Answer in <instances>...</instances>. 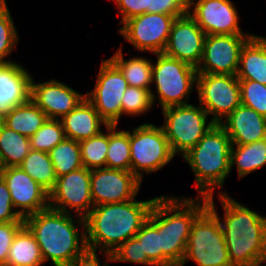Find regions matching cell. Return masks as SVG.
<instances>
[{
    "instance_id": "cell-1",
    "label": "cell",
    "mask_w": 266,
    "mask_h": 266,
    "mask_svg": "<svg viewBox=\"0 0 266 266\" xmlns=\"http://www.w3.org/2000/svg\"><path fill=\"white\" fill-rule=\"evenodd\" d=\"M218 199L224 209L222 217L216 211L214 196L207 197V207L220 220L231 265L251 266L266 261V217L221 190Z\"/></svg>"
},
{
    "instance_id": "cell-2",
    "label": "cell",
    "mask_w": 266,
    "mask_h": 266,
    "mask_svg": "<svg viewBox=\"0 0 266 266\" xmlns=\"http://www.w3.org/2000/svg\"><path fill=\"white\" fill-rule=\"evenodd\" d=\"M156 199L135 198L121 203L93 206L85 217L87 249L112 254L128 239L135 237L147 221Z\"/></svg>"
},
{
    "instance_id": "cell-3",
    "label": "cell",
    "mask_w": 266,
    "mask_h": 266,
    "mask_svg": "<svg viewBox=\"0 0 266 266\" xmlns=\"http://www.w3.org/2000/svg\"><path fill=\"white\" fill-rule=\"evenodd\" d=\"M73 217L48 207L24 218V225L40 247L44 263L51 261L54 266H68L87 249L85 218Z\"/></svg>"
},
{
    "instance_id": "cell-4",
    "label": "cell",
    "mask_w": 266,
    "mask_h": 266,
    "mask_svg": "<svg viewBox=\"0 0 266 266\" xmlns=\"http://www.w3.org/2000/svg\"><path fill=\"white\" fill-rule=\"evenodd\" d=\"M232 142L225 129L218 123L182 158L190 166L195 177L198 197L214 196L215 189L223 188L230 175Z\"/></svg>"
},
{
    "instance_id": "cell-5",
    "label": "cell",
    "mask_w": 266,
    "mask_h": 266,
    "mask_svg": "<svg viewBox=\"0 0 266 266\" xmlns=\"http://www.w3.org/2000/svg\"><path fill=\"white\" fill-rule=\"evenodd\" d=\"M207 208V197L159 196V241L162 254L180 266L194 220Z\"/></svg>"
},
{
    "instance_id": "cell-6",
    "label": "cell",
    "mask_w": 266,
    "mask_h": 266,
    "mask_svg": "<svg viewBox=\"0 0 266 266\" xmlns=\"http://www.w3.org/2000/svg\"><path fill=\"white\" fill-rule=\"evenodd\" d=\"M154 56L157 58L152 62V85L156 88L151 91L153 104L156 102L161 110L189 104L192 90L197 88V69L164 53Z\"/></svg>"
},
{
    "instance_id": "cell-7",
    "label": "cell",
    "mask_w": 266,
    "mask_h": 266,
    "mask_svg": "<svg viewBox=\"0 0 266 266\" xmlns=\"http://www.w3.org/2000/svg\"><path fill=\"white\" fill-rule=\"evenodd\" d=\"M189 260L197 266H232L220 220L208 207L191 226L186 253L180 266Z\"/></svg>"
},
{
    "instance_id": "cell-8",
    "label": "cell",
    "mask_w": 266,
    "mask_h": 266,
    "mask_svg": "<svg viewBox=\"0 0 266 266\" xmlns=\"http://www.w3.org/2000/svg\"><path fill=\"white\" fill-rule=\"evenodd\" d=\"M131 172L143 182L144 173H156L172 161L169 141L161 126L147 121L129 130Z\"/></svg>"
},
{
    "instance_id": "cell-9",
    "label": "cell",
    "mask_w": 266,
    "mask_h": 266,
    "mask_svg": "<svg viewBox=\"0 0 266 266\" xmlns=\"http://www.w3.org/2000/svg\"><path fill=\"white\" fill-rule=\"evenodd\" d=\"M164 124L161 127L175 155L186 154L216 124L199 104L171 106L162 109Z\"/></svg>"
},
{
    "instance_id": "cell-10",
    "label": "cell",
    "mask_w": 266,
    "mask_h": 266,
    "mask_svg": "<svg viewBox=\"0 0 266 266\" xmlns=\"http://www.w3.org/2000/svg\"><path fill=\"white\" fill-rule=\"evenodd\" d=\"M196 90L199 104L218 124L241 104L236 75L198 73Z\"/></svg>"
},
{
    "instance_id": "cell-11",
    "label": "cell",
    "mask_w": 266,
    "mask_h": 266,
    "mask_svg": "<svg viewBox=\"0 0 266 266\" xmlns=\"http://www.w3.org/2000/svg\"><path fill=\"white\" fill-rule=\"evenodd\" d=\"M94 89L85 93L100 117L108 125H119L122 117V96L128 82L120 69L108 58L101 61Z\"/></svg>"
},
{
    "instance_id": "cell-12",
    "label": "cell",
    "mask_w": 266,
    "mask_h": 266,
    "mask_svg": "<svg viewBox=\"0 0 266 266\" xmlns=\"http://www.w3.org/2000/svg\"><path fill=\"white\" fill-rule=\"evenodd\" d=\"M176 18L160 13H144L123 23L118 33L140 52L163 53Z\"/></svg>"
},
{
    "instance_id": "cell-13",
    "label": "cell",
    "mask_w": 266,
    "mask_h": 266,
    "mask_svg": "<svg viewBox=\"0 0 266 266\" xmlns=\"http://www.w3.org/2000/svg\"><path fill=\"white\" fill-rule=\"evenodd\" d=\"M90 169L81 167L57 178L49 192V207L85 218L93 207Z\"/></svg>"
},
{
    "instance_id": "cell-14",
    "label": "cell",
    "mask_w": 266,
    "mask_h": 266,
    "mask_svg": "<svg viewBox=\"0 0 266 266\" xmlns=\"http://www.w3.org/2000/svg\"><path fill=\"white\" fill-rule=\"evenodd\" d=\"M253 35H206L198 73L236 75L240 52Z\"/></svg>"
},
{
    "instance_id": "cell-15",
    "label": "cell",
    "mask_w": 266,
    "mask_h": 266,
    "mask_svg": "<svg viewBox=\"0 0 266 266\" xmlns=\"http://www.w3.org/2000/svg\"><path fill=\"white\" fill-rule=\"evenodd\" d=\"M188 13L206 35H254L240 28L232 0H189Z\"/></svg>"
},
{
    "instance_id": "cell-16",
    "label": "cell",
    "mask_w": 266,
    "mask_h": 266,
    "mask_svg": "<svg viewBox=\"0 0 266 266\" xmlns=\"http://www.w3.org/2000/svg\"><path fill=\"white\" fill-rule=\"evenodd\" d=\"M142 182L131 172L120 169L90 170L93 205L121 203L135 199Z\"/></svg>"
},
{
    "instance_id": "cell-17",
    "label": "cell",
    "mask_w": 266,
    "mask_h": 266,
    "mask_svg": "<svg viewBox=\"0 0 266 266\" xmlns=\"http://www.w3.org/2000/svg\"><path fill=\"white\" fill-rule=\"evenodd\" d=\"M205 37L204 31L187 13L173 21L163 53L197 69L202 57Z\"/></svg>"
},
{
    "instance_id": "cell-18",
    "label": "cell",
    "mask_w": 266,
    "mask_h": 266,
    "mask_svg": "<svg viewBox=\"0 0 266 266\" xmlns=\"http://www.w3.org/2000/svg\"><path fill=\"white\" fill-rule=\"evenodd\" d=\"M1 177L6 182L15 210L23 218L49 207V193L19 166L7 167Z\"/></svg>"
},
{
    "instance_id": "cell-19",
    "label": "cell",
    "mask_w": 266,
    "mask_h": 266,
    "mask_svg": "<svg viewBox=\"0 0 266 266\" xmlns=\"http://www.w3.org/2000/svg\"><path fill=\"white\" fill-rule=\"evenodd\" d=\"M85 94L57 79L35 83L31 79L30 99L42 109L48 119H61L72 111L83 99Z\"/></svg>"
},
{
    "instance_id": "cell-20",
    "label": "cell",
    "mask_w": 266,
    "mask_h": 266,
    "mask_svg": "<svg viewBox=\"0 0 266 266\" xmlns=\"http://www.w3.org/2000/svg\"><path fill=\"white\" fill-rule=\"evenodd\" d=\"M32 74L17 63H0V120L14 107L30 99Z\"/></svg>"
},
{
    "instance_id": "cell-21",
    "label": "cell",
    "mask_w": 266,
    "mask_h": 266,
    "mask_svg": "<svg viewBox=\"0 0 266 266\" xmlns=\"http://www.w3.org/2000/svg\"><path fill=\"white\" fill-rule=\"evenodd\" d=\"M230 137L232 145H245L266 138V117L240 104L219 123Z\"/></svg>"
},
{
    "instance_id": "cell-22",
    "label": "cell",
    "mask_w": 266,
    "mask_h": 266,
    "mask_svg": "<svg viewBox=\"0 0 266 266\" xmlns=\"http://www.w3.org/2000/svg\"><path fill=\"white\" fill-rule=\"evenodd\" d=\"M60 121L65 137L77 142L98 135L102 131V126H108L86 97Z\"/></svg>"
},
{
    "instance_id": "cell-23",
    "label": "cell",
    "mask_w": 266,
    "mask_h": 266,
    "mask_svg": "<svg viewBox=\"0 0 266 266\" xmlns=\"http://www.w3.org/2000/svg\"><path fill=\"white\" fill-rule=\"evenodd\" d=\"M238 80H253L266 85V37L253 35L242 47Z\"/></svg>"
},
{
    "instance_id": "cell-24",
    "label": "cell",
    "mask_w": 266,
    "mask_h": 266,
    "mask_svg": "<svg viewBox=\"0 0 266 266\" xmlns=\"http://www.w3.org/2000/svg\"><path fill=\"white\" fill-rule=\"evenodd\" d=\"M135 237L141 242L142 265L174 266L163 254L159 241V196L154 202L147 221Z\"/></svg>"
},
{
    "instance_id": "cell-25",
    "label": "cell",
    "mask_w": 266,
    "mask_h": 266,
    "mask_svg": "<svg viewBox=\"0 0 266 266\" xmlns=\"http://www.w3.org/2000/svg\"><path fill=\"white\" fill-rule=\"evenodd\" d=\"M47 119L42 109L29 99L12 108L0 121L9 129L30 138Z\"/></svg>"
},
{
    "instance_id": "cell-26",
    "label": "cell",
    "mask_w": 266,
    "mask_h": 266,
    "mask_svg": "<svg viewBox=\"0 0 266 266\" xmlns=\"http://www.w3.org/2000/svg\"><path fill=\"white\" fill-rule=\"evenodd\" d=\"M109 59L120 69L128 86L152 90L153 60L141 56L130 57L126 60L122 46Z\"/></svg>"
},
{
    "instance_id": "cell-27",
    "label": "cell",
    "mask_w": 266,
    "mask_h": 266,
    "mask_svg": "<svg viewBox=\"0 0 266 266\" xmlns=\"http://www.w3.org/2000/svg\"><path fill=\"white\" fill-rule=\"evenodd\" d=\"M237 167L238 179L266 166V138L245 145H232L230 169Z\"/></svg>"
},
{
    "instance_id": "cell-28",
    "label": "cell",
    "mask_w": 266,
    "mask_h": 266,
    "mask_svg": "<svg viewBox=\"0 0 266 266\" xmlns=\"http://www.w3.org/2000/svg\"><path fill=\"white\" fill-rule=\"evenodd\" d=\"M44 260L40 247L30 230L24 225L15 235L5 266H41Z\"/></svg>"
},
{
    "instance_id": "cell-29",
    "label": "cell",
    "mask_w": 266,
    "mask_h": 266,
    "mask_svg": "<svg viewBox=\"0 0 266 266\" xmlns=\"http://www.w3.org/2000/svg\"><path fill=\"white\" fill-rule=\"evenodd\" d=\"M31 150L30 139L0 121V154L7 167L19 166Z\"/></svg>"
},
{
    "instance_id": "cell-30",
    "label": "cell",
    "mask_w": 266,
    "mask_h": 266,
    "mask_svg": "<svg viewBox=\"0 0 266 266\" xmlns=\"http://www.w3.org/2000/svg\"><path fill=\"white\" fill-rule=\"evenodd\" d=\"M19 167L48 193L56 184V174L47 152L31 149Z\"/></svg>"
},
{
    "instance_id": "cell-31",
    "label": "cell",
    "mask_w": 266,
    "mask_h": 266,
    "mask_svg": "<svg viewBox=\"0 0 266 266\" xmlns=\"http://www.w3.org/2000/svg\"><path fill=\"white\" fill-rule=\"evenodd\" d=\"M106 168L131 171L129 130H117V125H109Z\"/></svg>"
},
{
    "instance_id": "cell-32",
    "label": "cell",
    "mask_w": 266,
    "mask_h": 266,
    "mask_svg": "<svg viewBox=\"0 0 266 266\" xmlns=\"http://www.w3.org/2000/svg\"><path fill=\"white\" fill-rule=\"evenodd\" d=\"M56 177L83 167L79 142L65 138L48 152Z\"/></svg>"
},
{
    "instance_id": "cell-33",
    "label": "cell",
    "mask_w": 266,
    "mask_h": 266,
    "mask_svg": "<svg viewBox=\"0 0 266 266\" xmlns=\"http://www.w3.org/2000/svg\"><path fill=\"white\" fill-rule=\"evenodd\" d=\"M104 130L106 132H104ZM83 167L87 169L106 168L109 145V125L98 135L79 142Z\"/></svg>"
},
{
    "instance_id": "cell-34",
    "label": "cell",
    "mask_w": 266,
    "mask_h": 266,
    "mask_svg": "<svg viewBox=\"0 0 266 266\" xmlns=\"http://www.w3.org/2000/svg\"><path fill=\"white\" fill-rule=\"evenodd\" d=\"M65 138L60 119H47L29 139L31 149L48 153Z\"/></svg>"
},
{
    "instance_id": "cell-35",
    "label": "cell",
    "mask_w": 266,
    "mask_h": 266,
    "mask_svg": "<svg viewBox=\"0 0 266 266\" xmlns=\"http://www.w3.org/2000/svg\"><path fill=\"white\" fill-rule=\"evenodd\" d=\"M152 90L128 86L122 96V116H143L154 106L152 101Z\"/></svg>"
},
{
    "instance_id": "cell-36",
    "label": "cell",
    "mask_w": 266,
    "mask_h": 266,
    "mask_svg": "<svg viewBox=\"0 0 266 266\" xmlns=\"http://www.w3.org/2000/svg\"><path fill=\"white\" fill-rule=\"evenodd\" d=\"M19 34L14 25L8 5H0V63L13 61L7 59L17 47Z\"/></svg>"
},
{
    "instance_id": "cell-37",
    "label": "cell",
    "mask_w": 266,
    "mask_h": 266,
    "mask_svg": "<svg viewBox=\"0 0 266 266\" xmlns=\"http://www.w3.org/2000/svg\"><path fill=\"white\" fill-rule=\"evenodd\" d=\"M241 104L266 117V85L253 80H239Z\"/></svg>"
},
{
    "instance_id": "cell-38",
    "label": "cell",
    "mask_w": 266,
    "mask_h": 266,
    "mask_svg": "<svg viewBox=\"0 0 266 266\" xmlns=\"http://www.w3.org/2000/svg\"><path fill=\"white\" fill-rule=\"evenodd\" d=\"M113 262L142 264L141 242L132 237L112 252Z\"/></svg>"
},
{
    "instance_id": "cell-39",
    "label": "cell",
    "mask_w": 266,
    "mask_h": 266,
    "mask_svg": "<svg viewBox=\"0 0 266 266\" xmlns=\"http://www.w3.org/2000/svg\"><path fill=\"white\" fill-rule=\"evenodd\" d=\"M189 0H151L147 13H160L179 18L188 13Z\"/></svg>"
},
{
    "instance_id": "cell-40",
    "label": "cell",
    "mask_w": 266,
    "mask_h": 266,
    "mask_svg": "<svg viewBox=\"0 0 266 266\" xmlns=\"http://www.w3.org/2000/svg\"><path fill=\"white\" fill-rule=\"evenodd\" d=\"M24 222H0V265H6L10 246Z\"/></svg>"
},
{
    "instance_id": "cell-41",
    "label": "cell",
    "mask_w": 266,
    "mask_h": 266,
    "mask_svg": "<svg viewBox=\"0 0 266 266\" xmlns=\"http://www.w3.org/2000/svg\"><path fill=\"white\" fill-rule=\"evenodd\" d=\"M0 222H24V218L15 210L5 180L0 177Z\"/></svg>"
},
{
    "instance_id": "cell-42",
    "label": "cell",
    "mask_w": 266,
    "mask_h": 266,
    "mask_svg": "<svg viewBox=\"0 0 266 266\" xmlns=\"http://www.w3.org/2000/svg\"><path fill=\"white\" fill-rule=\"evenodd\" d=\"M116 8L119 9V14L122 19L119 24H123L128 19L147 13V8H150L151 0H113Z\"/></svg>"
},
{
    "instance_id": "cell-43",
    "label": "cell",
    "mask_w": 266,
    "mask_h": 266,
    "mask_svg": "<svg viewBox=\"0 0 266 266\" xmlns=\"http://www.w3.org/2000/svg\"><path fill=\"white\" fill-rule=\"evenodd\" d=\"M102 256H106V260L102 263L96 251L86 249L81 255L77 256L68 266H109L113 262L112 254L108 252H100Z\"/></svg>"
},
{
    "instance_id": "cell-44",
    "label": "cell",
    "mask_w": 266,
    "mask_h": 266,
    "mask_svg": "<svg viewBox=\"0 0 266 266\" xmlns=\"http://www.w3.org/2000/svg\"><path fill=\"white\" fill-rule=\"evenodd\" d=\"M5 169H6V166L0 154V177L3 175Z\"/></svg>"
},
{
    "instance_id": "cell-45",
    "label": "cell",
    "mask_w": 266,
    "mask_h": 266,
    "mask_svg": "<svg viewBox=\"0 0 266 266\" xmlns=\"http://www.w3.org/2000/svg\"><path fill=\"white\" fill-rule=\"evenodd\" d=\"M265 262L266 261L258 262V263H255V264L251 265V266H266V263Z\"/></svg>"
},
{
    "instance_id": "cell-46",
    "label": "cell",
    "mask_w": 266,
    "mask_h": 266,
    "mask_svg": "<svg viewBox=\"0 0 266 266\" xmlns=\"http://www.w3.org/2000/svg\"><path fill=\"white\" fill-rule=\"evenodd\" d=\"M0 5H1V6H6V5H7L6 0H0Z\"/></svg>"
}]
</instances>
